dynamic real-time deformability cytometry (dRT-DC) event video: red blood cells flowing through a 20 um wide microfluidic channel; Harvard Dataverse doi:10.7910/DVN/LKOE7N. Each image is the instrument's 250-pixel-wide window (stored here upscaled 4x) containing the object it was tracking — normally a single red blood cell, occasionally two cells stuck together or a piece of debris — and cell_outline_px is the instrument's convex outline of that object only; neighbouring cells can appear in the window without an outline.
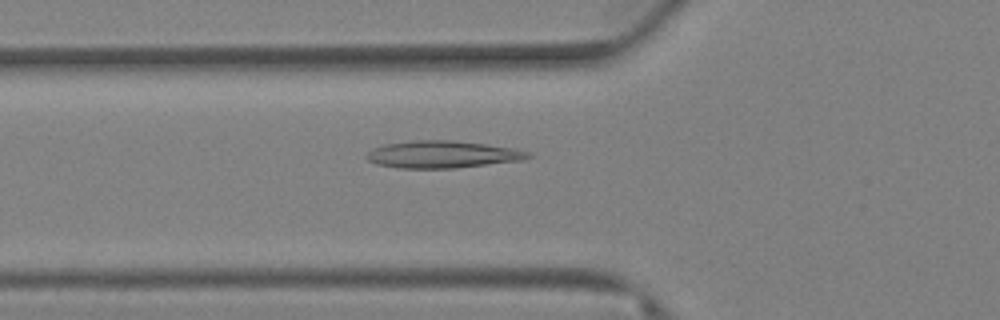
{"species": "Egyptian fruit bat (a non-hibernating species)", "species_latin": "Rousettus aegyptiacus", "temperature_condition": "warm", "stored_images_in_passage": 76, "camera_frame_rate_fps": 3000, "um_per_image_px": 0.085, "animal": {"sex": "female"}, "frame": {"image": 1, "passage_image": 28, "time_ms": 9.0, "image_size_px": [1000, 320], "cell_outline_px": [[532, 156], [524, 160], [456, 168], [400, 168], [376, 164], [368, 160], [364, 156], [372, 148], [384, 144], [412, 140], [448, 140], [484, 144], [512, 148], [528, 152]], "centroid_in_image_um": [37.56, 13.13], "position_along_channel_um": 88.2, "area_um2": 25.55}}
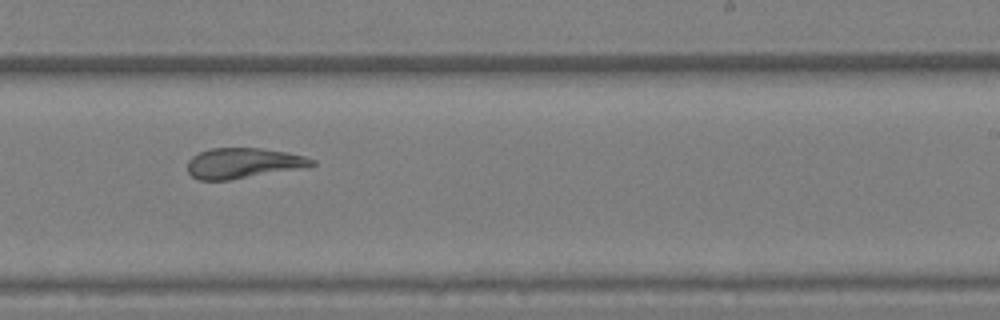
{"frame": {"image": 2, "passage_image": 48, "time_ms": 15.667, "image_size_px": [1000, 320], "cell_outline_px": [[316, 164], [300, 168], [228, 180], [200, 180], [192, 176], [188, 172], [188, 160], [192, 156], [200, 152], [212, 148], [260, 148], [284, 152], [304, 156], [316, 160]], "centroid_in_image_um": [20.64, 13.86], "position_along_channel_um": 268.4, "area_um2": 21.68}}
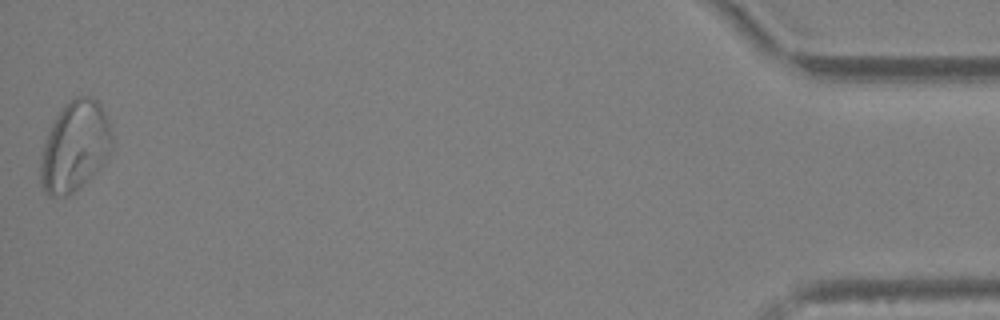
{"frame": {"image": 3, "passage_image": 76, "time_ms": 25.0, "image_size_px": [1000, 320], "cell_outline_px": [[112, 144], [108, 156], [100, 168], [92, 176], [68, 196], [48, 196], [44, 192], [40, 184], [40, 156], [48, 132], [56, 116], [64, 104], [76, 96], [92, 96], [100, 104], [108, 120], [112, 136]], "centroid_in_image_um": [6.35, 12.45], "position_along_channel_um": 428.9, "area_um2": 37.69}, "authors_computed_cell_mechanics": {"area_um2": 26.588, "velocity_mm_per_s": 2.7074, "shape_relaxation_time_tau1_ms": null, "shape_relaxation_time_tau2_ms": 4.0537, "deformation_change_tau1": null, "deformation_change_tau2": 0.0958}}